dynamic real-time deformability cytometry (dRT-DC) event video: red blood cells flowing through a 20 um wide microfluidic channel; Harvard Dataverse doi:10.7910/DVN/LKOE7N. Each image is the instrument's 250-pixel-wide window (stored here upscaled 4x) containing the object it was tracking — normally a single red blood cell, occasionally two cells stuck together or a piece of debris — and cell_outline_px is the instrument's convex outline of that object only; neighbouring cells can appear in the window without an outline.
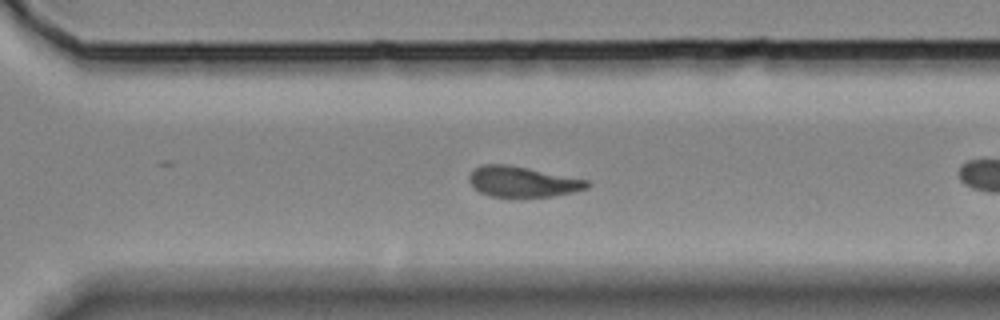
{"species": "Egyptian fruit bat (a non-hibernating species)", "species_latin": "Rousettus aegyptiacus", "temperature_condition": "room temperature", "stored_images_in_passage": 35, "camera_frame_rate_fps": 3000, "um_per_image_px": 0.085, "animal": {"sex": "female"}, "frame": {"image": 1, "passage_image": 20, "time_ms": 6.333, "image_size_px": [1000, 320], "cell_outline_px": [[592, 184], [588, 188], [572, 192], [552, 196], [512, 200], [488, 196], [480, 192], [468, 180], [468, 176], [476, 168], [484, 164], [508, 164], [588, 180]], "centroid_in_image_um": [44.41, 15.49], "position_along_channel_um": 326.2, "area_um2": 21.62}}